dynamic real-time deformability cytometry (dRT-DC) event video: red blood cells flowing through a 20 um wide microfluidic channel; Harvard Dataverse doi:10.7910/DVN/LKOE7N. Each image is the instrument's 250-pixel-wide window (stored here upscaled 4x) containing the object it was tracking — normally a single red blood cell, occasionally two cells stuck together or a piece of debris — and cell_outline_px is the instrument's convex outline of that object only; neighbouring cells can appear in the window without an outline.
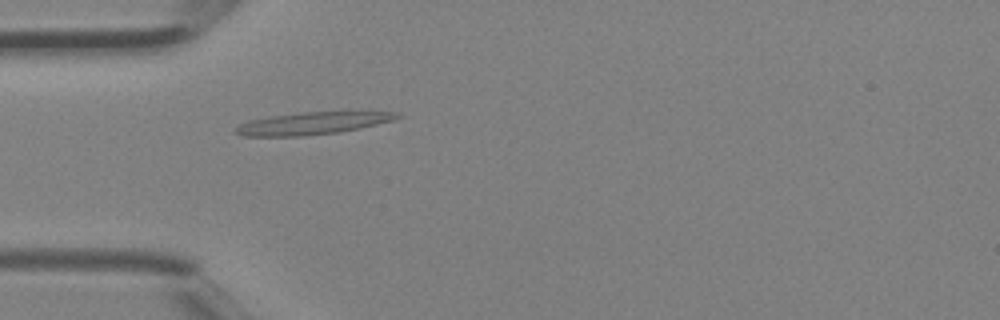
{"species": "Egyptian fruit bat (a non-hibernating species)", "species_latin": "Rousettus aegyptiacus", "temperature_condition": "room temperature", "stored_images_in_passage": 31, "camera_frame_rate_fps": 3000, "um_per_image_px": 0.085, "animal": {"sex": "female"}, "frame": {"image": 1, "passage_image": 2, "time_ms": 0.333, "image_size_px": [1000, 320], "cell_outline_px": [[404, 116], [392, 120], [360, 128], [340, 132], [304, 136], [244, 136], [236, 132], [236, 128], [240, 124], [248, 120], [272, 116], [304, 112], [344, 108], [400, 112]], "centroid_in_image_um": [26.78, 10.41], "position_along_channel_um": 58.2, "area_um2": 22.14}}
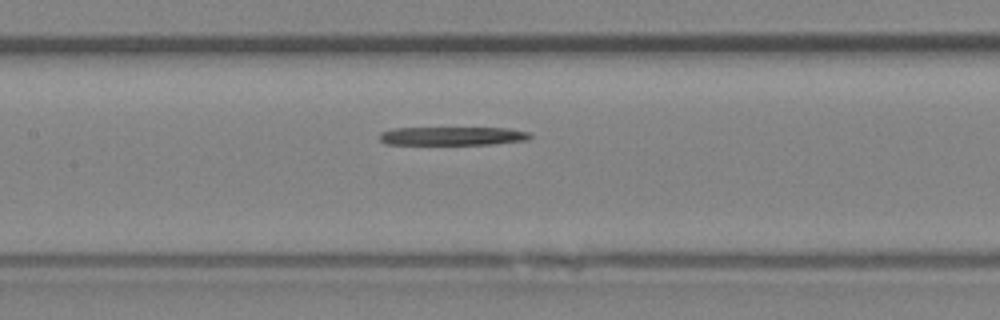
{"frame": {"image": 2, "passage_image": 9, "time_ms": 2.667, "image_size_px": [1000, 320], "cell_outline_px": [[532, 136], [528, 140], [492, 144], [384, 144], [380, 140], [380, 132], [392, 128], [508, 128], [528, 132]], "centroid_in_image_um": [38.45, 11.56], "position_along_channel_um": 169.0, "area_um2": 16.18}}
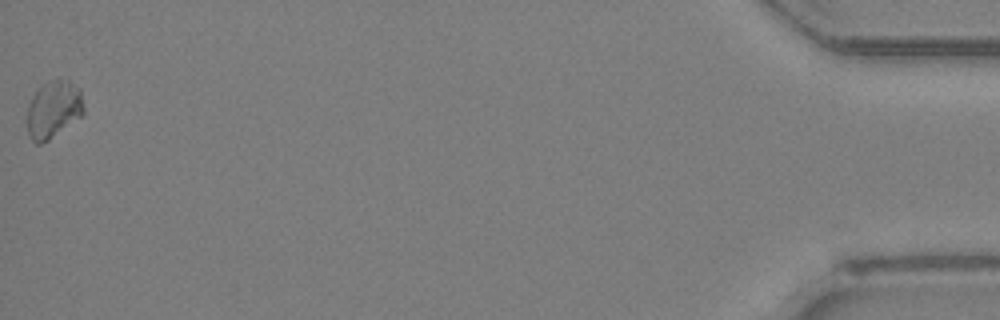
{"frame": {"image": 3, "passage_image": 31, "time_ms": 10.0, "image_size_px": [1000, 320], "cell_outline_px": [[84, 112], [80, 116], [48, 140], [40, 144], [36, 144], [32, 140], [28, 132], [28, 104], [32, 96], [44, 84], [60, 76], [68, 80], [80, 88], [84, 108]], "centroid_in_image_um": [4.55, 9.26], "position_along_channel_um": 430.6, "area_um2": 18.73}}